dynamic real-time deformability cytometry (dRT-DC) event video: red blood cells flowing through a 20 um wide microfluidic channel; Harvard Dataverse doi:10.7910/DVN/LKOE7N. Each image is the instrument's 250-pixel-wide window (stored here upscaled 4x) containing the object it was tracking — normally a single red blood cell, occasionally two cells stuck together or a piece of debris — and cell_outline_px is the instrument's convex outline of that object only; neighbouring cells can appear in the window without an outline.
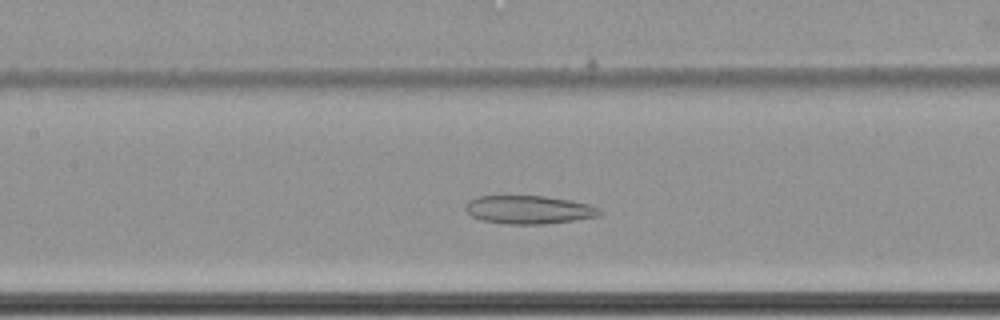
{"species": "common noctule bat (a hibernating species)", "species_latin": "Nyctalus noctula", "temperature_condition": "cold", "stored_images_in_passage": 46, "camera_frame_rate_fps": 3000, "um_per_image_px": 0.085, "animal": {"sex": "female", "body_mass_g": 22.7, "forearm_length_mm": 54.2}, "frame": {"image": 1, "passage_image": 15, "time_ms": 4.667, "image_size_px": [1000, 320], "cell_outline_px": [[604, 212], [600, 216], [576, 220], [544, 224], [508, 224], [480, 220], [472, 216], [464, 208], [464, 204], [468, 200], [476, 196], [544, 196], [572, 200], [588, 204], [600, 208]], "centroid_in_image_um": [44.96, 17.82], "position_along_channel_um": 162.4, "area_um2": 22.43}}
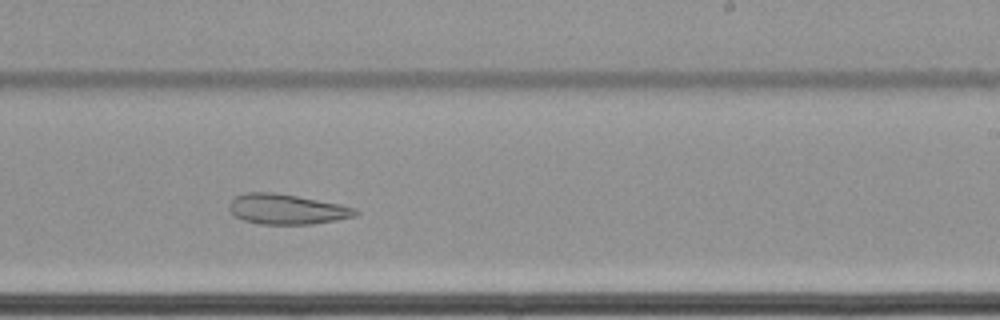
{"frame": {"image": 2, "passage_image": 24, "time_ms": 7.667, "image_size_px": [1000, 320], "cell_outline_px": [[360, 212], [356, 216], [336, 220], [312, 224], [260, 224], [244, 220], [236, 216], [228, 208], [228, 204], [236, 196], [248, 192], [272, 192], [296, 196], [340, 204], [356, 208]], "centroid_in_image_um": [24.39, 17.78], "position_along_channel_um": 264.6, "area_um2": 22.08}}
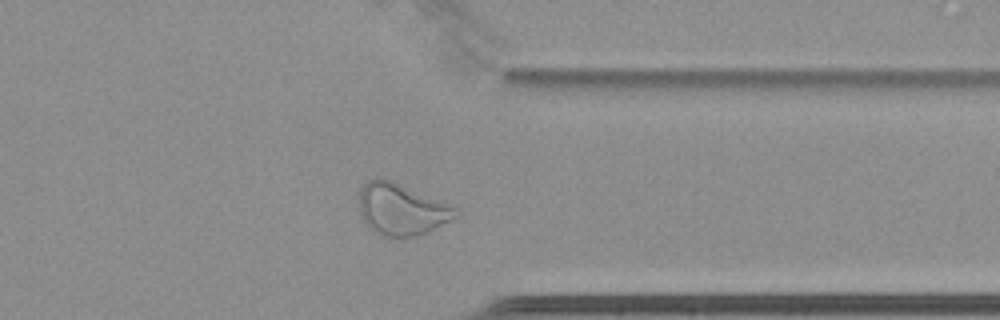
{"frame": {"image": 3, "passage_image": 34, "time_ms": 11.0, "image_size_px": [1000, 320], "cell_outline_px": [[460, 216], [420, 236], [400, 240], [380, 236], [360, 216], [360, 188], [368, 180], [376, 176], [388, 180], [456, 208], [460, 212]], "centroid_in_image_um": [34.12, 17.86], "position_along_channel_um": 377.3, "area_um2": 29.02}, "authors_computed_cell_mechanics": {"area_um2": 26.0678, "velocity_mm_per_s": 3.4106, "shape_relaxation_time_tau1_ms": null, "shape_relaxation_time_tau2_ms": 6.8633, "deformation_change_tau1": null, "deformation_change_tau2": 0.1318}}